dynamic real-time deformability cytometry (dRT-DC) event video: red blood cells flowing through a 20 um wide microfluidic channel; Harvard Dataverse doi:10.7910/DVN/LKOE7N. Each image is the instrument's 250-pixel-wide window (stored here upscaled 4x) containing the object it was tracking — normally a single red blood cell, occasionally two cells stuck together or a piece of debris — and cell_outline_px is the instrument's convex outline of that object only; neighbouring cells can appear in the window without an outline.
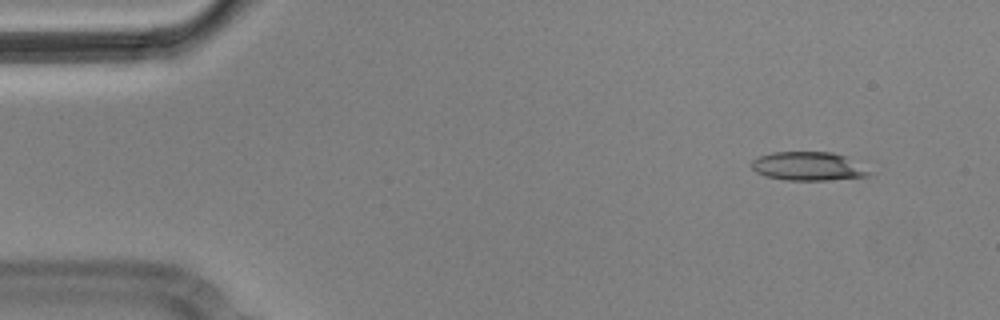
{"species": "Egyptian fruit bat (a non-hibernating species)", "species_latin": "Rousettus aegyptiacus", "temperature_condition": "cold", "stored_images_in_passage": 5, "camera_frame_rate_fps": 3000, "um_per_image_px": 0.085, "animal": {"sex": "male"}, "frame": {"image": 1, "passage_image": 1, "time_ms": 0.0, "image_size_px": [1000, 320], "cell_outline_px": [[876, 172], [868, 176], [828, 180], [784, 180], [764, 176], [756, 172], [752, 168], [752, 160], [760, 156], [772, 152], [832, 152], [844, 156]], "centroid_in_image_um": [68.73, 14.14], "position_along_channel_um": 16.3, "area_um2": 19.77}}